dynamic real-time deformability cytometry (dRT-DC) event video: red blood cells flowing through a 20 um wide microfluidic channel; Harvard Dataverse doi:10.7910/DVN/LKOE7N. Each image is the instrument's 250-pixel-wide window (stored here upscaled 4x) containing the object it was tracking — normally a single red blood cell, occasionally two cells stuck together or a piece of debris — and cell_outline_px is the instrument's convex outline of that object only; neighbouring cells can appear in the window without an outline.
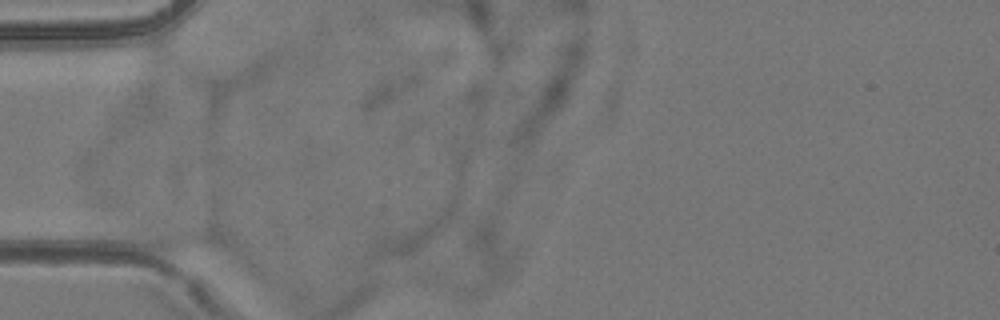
{"species": "common noctule bat (a hibernating species)", "species_latin": "Nyctalus noctula", "temperature_condition": "room temperature", "stored_images_in_passage": 2, "camera_frame_rate_fps": 3000, "um_per_image_px": 0.085, "animal": {"sex": "female", "body_mass_g": 24.6, "forearm_length_mm": 56.2}, "frame": {"image": 1, "passage_image": 1, "time_ms": 0.0, "image_size_px": [1000, 320], "cell_outline_px": [[228, 248], [168, 252], [156, 248], [148, 244], [128, 224], [152, 220], [212, 228], [228, 244]], "centroid_in_image_um": [15.16, 20.09], "position_along_channel_um": 69.8, "area_um2": 15.2}}